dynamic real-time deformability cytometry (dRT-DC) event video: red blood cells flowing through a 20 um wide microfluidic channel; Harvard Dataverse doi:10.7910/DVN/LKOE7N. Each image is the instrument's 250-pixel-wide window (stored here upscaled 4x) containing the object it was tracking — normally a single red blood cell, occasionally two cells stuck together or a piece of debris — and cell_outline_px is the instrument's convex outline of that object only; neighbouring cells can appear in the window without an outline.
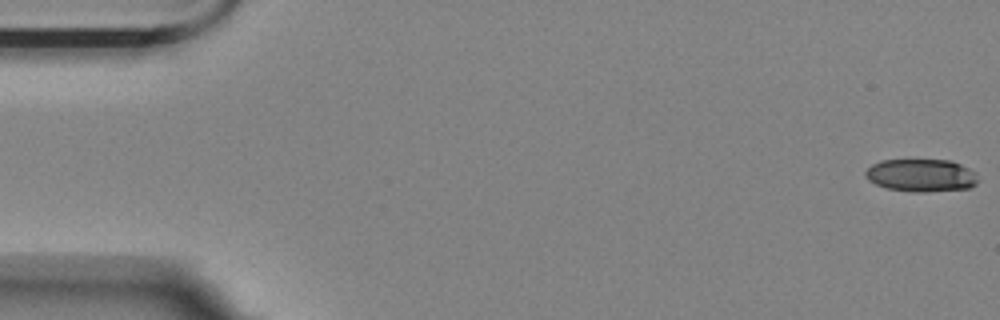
{"species": "Egyptian fruit bat (a non-hibernating species)", "species_latin": "Rousettus aegyptiacus", "temperature_condition": "room temperature", "stored_images_in_passage": 15, "camera_frame_rate_fps": 3000, "um_per_image_px": 0.085, "animal": {"sex": "female"}, "frame": {"image": 1, "passage_image": 1, "time_ms": 0.0, "image_size_px": [1000, 320], "cell_outline_px": [[976, 184], [968, 188], [924, 192], [912, 192], [888, 188], [876, 184], [868, 180], [864, 176], [864, 172], [872, 164], [880, 160], [952, 160], [976, 172]], "centroid_in_image_um": [78.27, 14.9], "position_along_channel_um": 6.7, "area_um2": 21.44}}
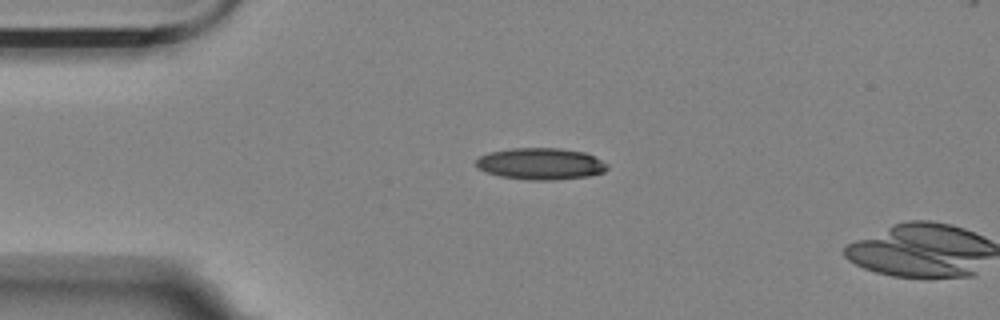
{"frame": {"image": 2, "passage_image": 13, "time_ms": 4.0, "image_size_px": [1000, 320], "cell_outline_px": [[608, 168], [604, 172], [588, 176], [552, 180], [528, 180], [500, 176], [484, 172], [476, 168], [476, 160], [480, 156], [488, 152], [512, 148], [560, 148], [584, 152], [608, 164]], "centroid_in_image_um": [45.91, 13.92], "position_along_channel_um": 39.1, "area_um2": 24.28}}